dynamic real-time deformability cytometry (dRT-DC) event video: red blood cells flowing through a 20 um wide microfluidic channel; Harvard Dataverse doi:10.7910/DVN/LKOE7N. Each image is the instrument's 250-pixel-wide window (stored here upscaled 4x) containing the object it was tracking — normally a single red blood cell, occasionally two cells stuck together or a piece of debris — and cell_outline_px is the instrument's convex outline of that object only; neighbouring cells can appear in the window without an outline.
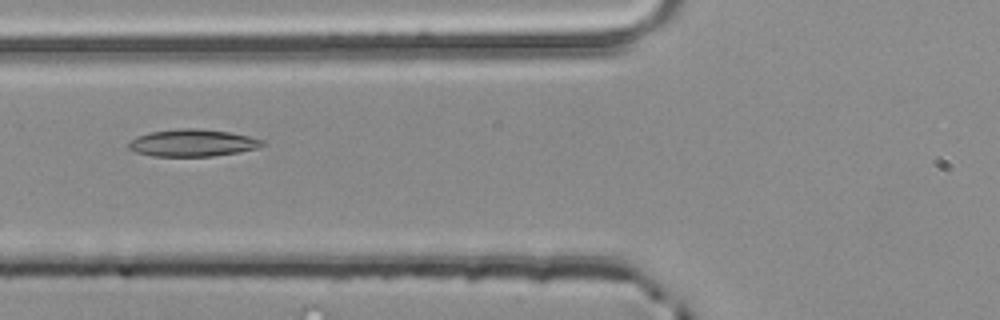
{"species": "common noctule bat (a hibernating species)", "species_latin": "Nyctalus noctula", "temperature_condition": "room temperature", "stored_images_in_passage": 4, "camera_frame_rate_fps": 3000, "um_per_image_px": 0.085, "animal": {"sex": "male", "body_mass_g": 20.4}, "frame": {"image": 1, "passage_image": 4, "time_ms": 1.0, "image_size_px": [1000, 320], "cell_outline_px": [[268, 144], [256, 148], [236, 152], [212, 156], [152, 156], [136, 152], [128, 148], [128, 140], [136, 136], [152, 132], [180, 128], [200, 128], [228, 132], [248, 136], [264, 140]], "centroid_in_image_um": [16.35, 12.14], "position_along_channel_um": 109.5, "area_um2": 21.15}}